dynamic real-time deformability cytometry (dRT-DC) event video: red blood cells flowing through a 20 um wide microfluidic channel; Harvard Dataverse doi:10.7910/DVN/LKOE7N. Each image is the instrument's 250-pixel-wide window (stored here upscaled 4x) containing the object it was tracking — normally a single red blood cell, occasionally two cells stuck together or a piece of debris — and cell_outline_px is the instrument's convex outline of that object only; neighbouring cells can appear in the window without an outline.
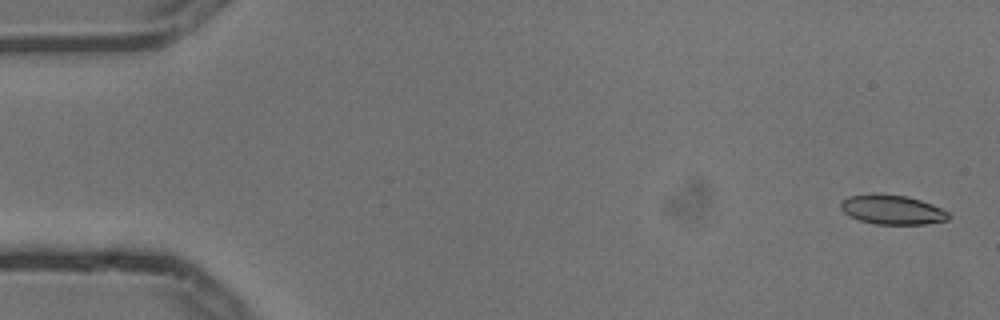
{"species": "common noctule bat (a hibernating species)", "species_latin": "Nyctalus noctula", "temperature_condition": "cold", "stored_images_in_passage": 5, "camera_frame_rate_fps": 3000, "um_per_image_px": 0.085, "animal": {"sex": "male", "body_mass_g": 13.3}, "frame": {"image": 1, "passage_image": 1, "time_ms": 0.0, "image_size_px": [1000, 320], "cell_outline_px": [[948, 220], [924, 224], [876, 224], [860, 220], [848, 216], [840, 208], [840, 200], [848, 196], [872, 192], [876, 192], [908, 196], [932, 204], [948, 212]], "centroid_in_image_um": [75.77, 17.79], "position_along_channel_um": 9.2, "area_um2": 18.79}}
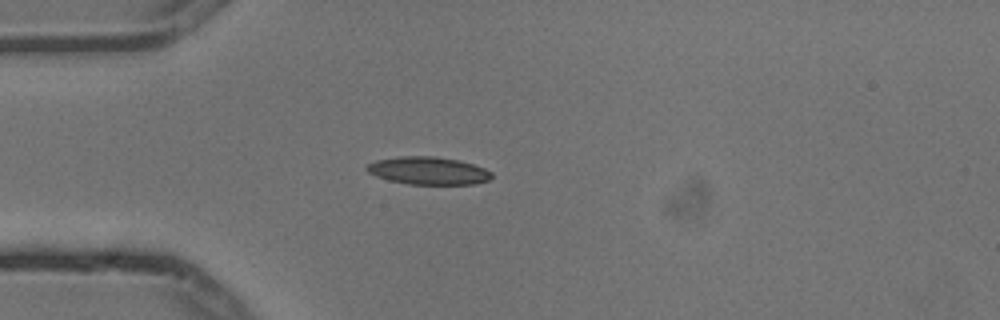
{"frame": {"image": 2, "passage_image": 4, "time_ms": 1.0, "image_size_px": [1000, 320], "cell_outline_px": [[492, 176], [488, 180], [472, 184], [408, 184], [388, 180], [376, 176], [368, 172], [364, 168], [368, 164], [376, 160], [400, 156], [436, 156], [460, 160], [484, 168], [492, 172]], "centroid_in_image_um": [36.38, 14.5], "position_along_channel_um": 48.6, "area_um2": 20.17}}